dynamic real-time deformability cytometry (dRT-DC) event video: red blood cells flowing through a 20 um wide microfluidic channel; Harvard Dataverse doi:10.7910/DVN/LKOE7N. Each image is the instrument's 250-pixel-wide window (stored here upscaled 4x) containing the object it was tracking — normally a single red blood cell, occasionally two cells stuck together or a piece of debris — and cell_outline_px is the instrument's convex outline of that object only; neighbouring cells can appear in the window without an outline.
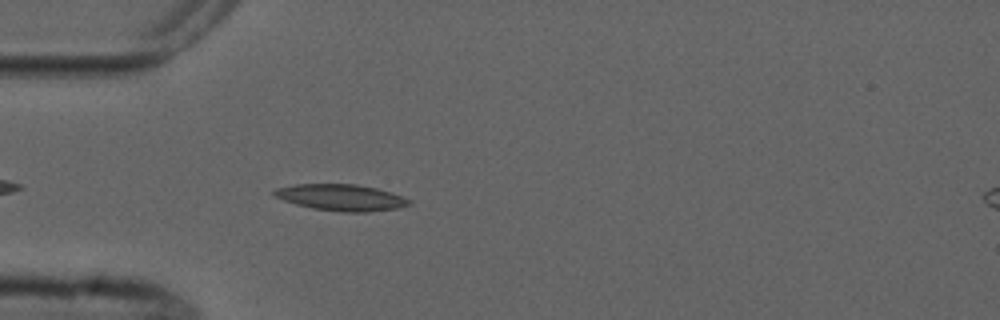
{"species": "common noctule bat (a hibernating species)", "species_latin": "Nyctalus noctula", "temperature_condition": "cold", "stored_images_in_passage": 5, "segment_of_instrument_passage": [1, 2], "camera_frame_rate_fps": 3000, "um_per_image_px": 0.085, "animal": {"sex": "male", "forearm_length_mm": 52.5}, "frame": {"image": 1, "passage_image": 4, "time_ms": 4.0, "image_size_px": [1000, 320], "cell_outline_px": [[412, 204], [396, 208], [368, 212], [340, 212], [312, 208], [296, 204], [272, 196], [272, 192], [276, 188], [296, 184], [356, 184], [376, 188], [392, 192], [412, 200]], "centroid_in_image_um": [29.0, 16.78], "position_along_channel_um": 56.0, "area_um2": 20.87}}